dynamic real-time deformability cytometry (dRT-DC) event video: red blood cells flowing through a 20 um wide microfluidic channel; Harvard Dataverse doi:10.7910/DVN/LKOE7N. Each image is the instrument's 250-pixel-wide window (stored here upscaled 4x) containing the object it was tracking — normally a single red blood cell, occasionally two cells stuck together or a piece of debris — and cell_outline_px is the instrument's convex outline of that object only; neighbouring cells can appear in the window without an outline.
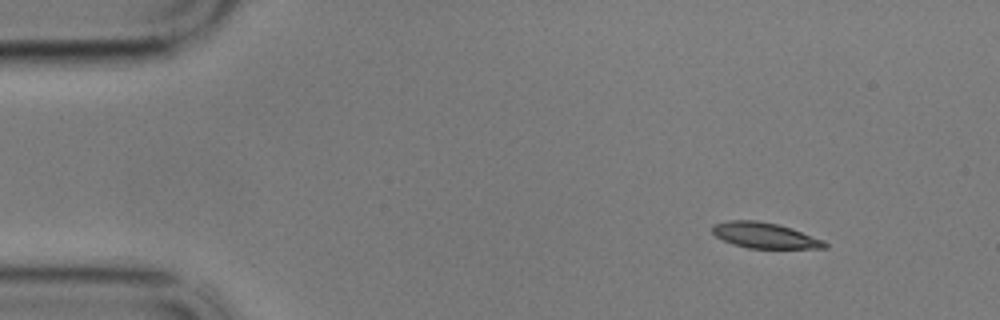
{"species": "common noctule bat (a hibernating species)", "species_latin": "Nyctalus noctula", "temperature_condition": "cold", "stored_images_in_passage": 53, "camera_frame_rate_fps": 3000, "um_per_image_px": 0.085, "animal": {"sex": "male", "body_mass_g": 17.9}, "frame": {"image": 1, "passage_image": 1, "time_ms": 0.0, "image_size_px": [1000, 320], "cell_outline_px": [[828, 248], [748, 248], [732, 244], [716, 236], [712, 232], [712, 224], [728, 220], [756, 220], [776, 224], [792, 228], [824, 240], [828, 244]], "centroid_in_image_um": [65.0, 20.0], "position_along_channel_um": 20.0, "area_um2": 16.82}}
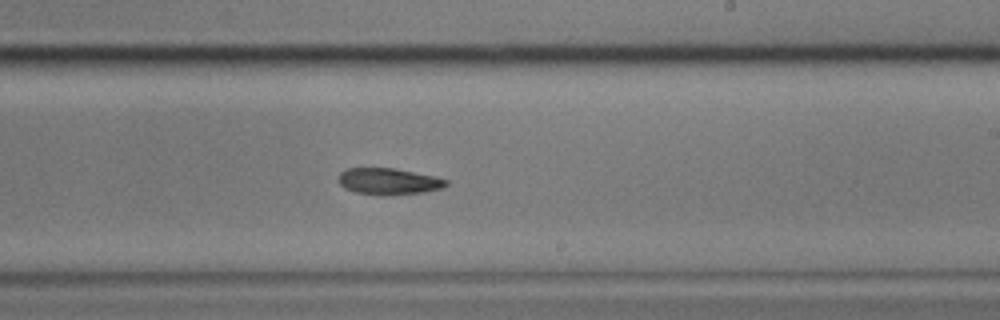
{"frame": {"image": 2, "passage_image": 29, "time_ms": 9.333, "image_size_px": [1000, 320], "cell_outline_px": [[448, 184], [444, 188], [424, 192], [356, 192], [344, 188], [336, 180], [340, 172], [344, 168], [396, 168], [432, 176], [448, 180]], "centroid_in_image_um": [33.0, 15.35], "position_along_channel_um": 256.0, "area_um2": 15.84}}
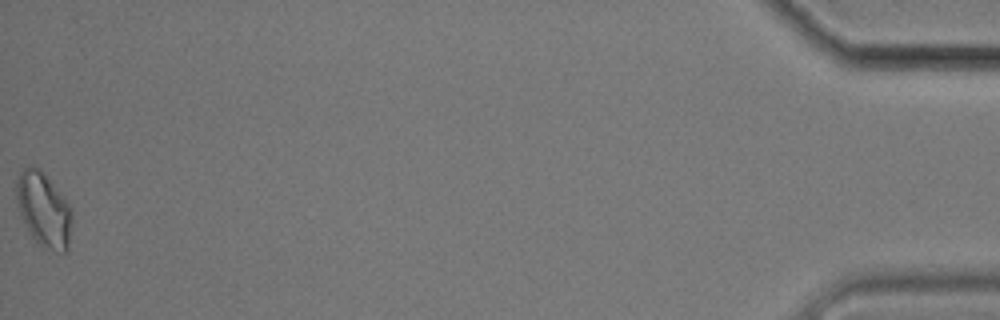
{"frame": {"image": 3, "passage_image": 53, "time_ms": 17.333, "image_size_px": [1000, 320], "cell_outline_px": [[72, 220], [68, 252], [64, 252], [44, 248], [28, 232], [20, 212], [16, 196], [16, 180], [20, 172], [28, 164], [44, 172], [68, 204], [72, 216]], "centroid_in_image_um": [3.71, 17.82], "position_along_channel_um": 431.5, "area_um2": 23.81}, "authors_computed_cell_mechanics": {"area_um2": 17.5712, "velocity_mm_per_s": 3.4097, "shape_relaxation_time_tau1_ms": 6.7996, "shape_relaxation_time_tau2_ms": null, "deformation_change_tau1": 0.1429, "deformation_change_tau2": null}}